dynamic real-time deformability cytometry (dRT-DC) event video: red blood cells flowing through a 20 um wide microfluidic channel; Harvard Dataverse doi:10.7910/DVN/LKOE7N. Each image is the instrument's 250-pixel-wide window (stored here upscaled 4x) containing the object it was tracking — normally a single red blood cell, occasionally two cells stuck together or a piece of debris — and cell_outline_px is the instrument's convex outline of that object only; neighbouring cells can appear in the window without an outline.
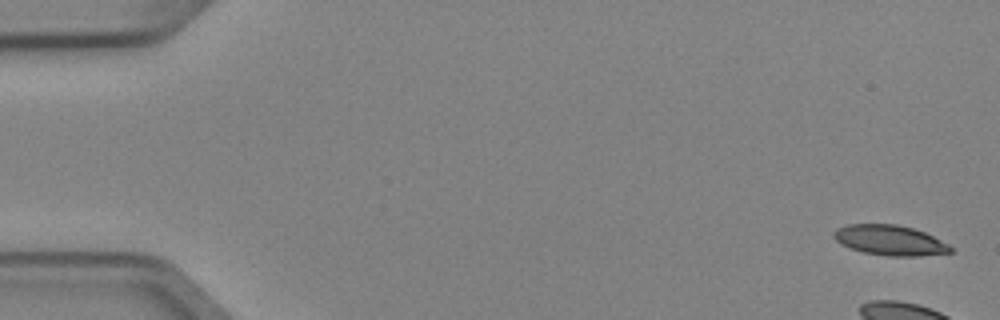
{"species": "Egyptian fruit bat (a non-hibernating species)", "species_latin": "Rousettus aegyptiacus", "temperature_condition": "cold", "stored_images_in_passage": 7, "camera_frame_rate_fps": 3000, "um_per_image_px": 0.085, "animal": {"sex": "female"}, "frame": {"image": 1, "passage_image": 1, "time_ms": 0.0, "image_size_px": [1000, 320], "cell_outline_px": [[952, 252], [920, 256], [888, 256], [864, 252], [840, 244], [832, 236], [836, 228], [848, 224], [896, 224], [912, 228], [924, 232], [948, 244], [952, 248]], "centroid_in_image_um": [75.62, 20.42], "position_along_channel_um": 9.4, "area_um2": 20.4}}
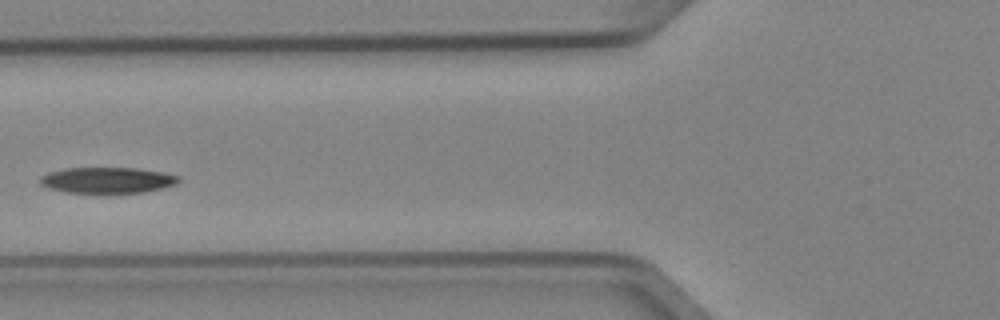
{"frame": {"image": 2, "passage_image": 6, "time_ms": 1.667, "image_size_px": [1000, 320], "cell_outline_px": [[180, 180], [176, 184], [144, 192], [104, 196], [64, 192], [48, 188], [40, 184], [40, 176], [48, 172], [64, 168], [136, 168], [164, 172], [180, 176]], "centroid_in_image_um": [9.09, 15.36], "position_along_channel_um": 116.7, "area_um2": 21.96}}
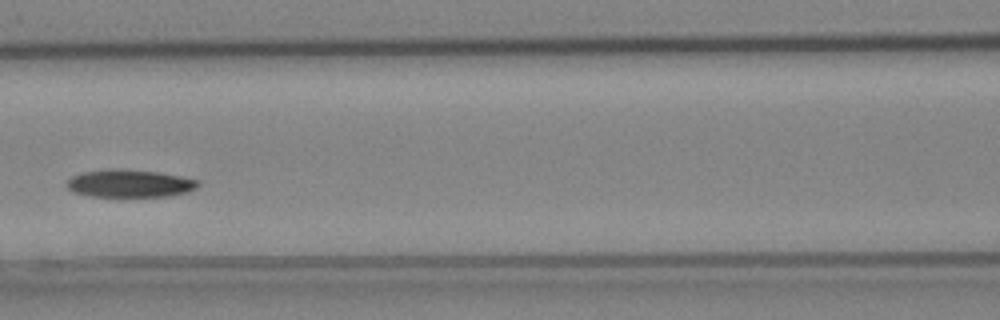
{"frame": {"image": 3, "passage_image": 7, "time_ms": 2.0, "image_size_px": [1000, 320], "cell_outline_px": [[200, 184], [196, 188], [188, 192], [168, 196], [92, 196], [72, 192], [64, 184], [72, 176], [84, 172], [108, 168], [112, 168], [156, 172], [180, 176], [200, 180]], "centroid_in_image_um": [11.01, 15.59], "position_along_channel_um": 155.6, "area_um2": 21.15}}